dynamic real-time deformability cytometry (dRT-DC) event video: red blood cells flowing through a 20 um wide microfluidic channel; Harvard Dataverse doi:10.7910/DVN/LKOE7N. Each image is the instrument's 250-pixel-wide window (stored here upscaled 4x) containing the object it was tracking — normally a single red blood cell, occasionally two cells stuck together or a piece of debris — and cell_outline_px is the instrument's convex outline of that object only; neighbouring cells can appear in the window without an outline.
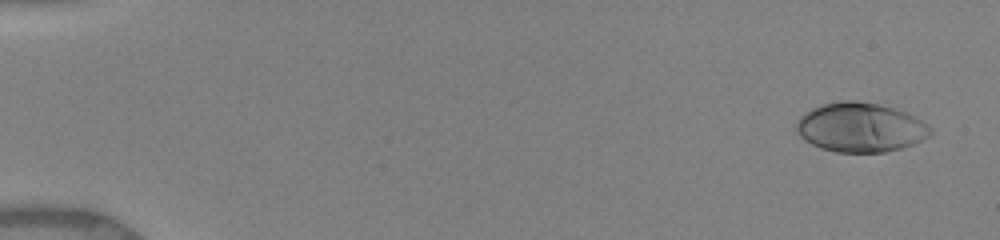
{"species": "human", "species_latin": "Homo sapiens", "temperature_condition": "warm", "stored_images_in_passage": 20, "camera_frame_rate_fps": 3000, "um_per_image_px": 0.085, "donor": {"sex": "female"}, "frame": {"image": 1, "passage_image": 2, "time_ms": 0.667, "image_size_px": [1000, 240], "cell_outline_px": [[932, 136], [924, 140], [900, 148], [884, 152], [836, 152], [820, 148], [804, 140], [800, 136], [796, 128], [796, 120], [804, 112], [812, 108], [824, 104], [840, 100], [856, 100], [880, 104], [896, 108], [908, 112], [928, 124], [932, 128]], "centroid_in_image_um": [73.16, 10.82], "position_along_channel_um": 11.8, "area_um2": 39.02}}
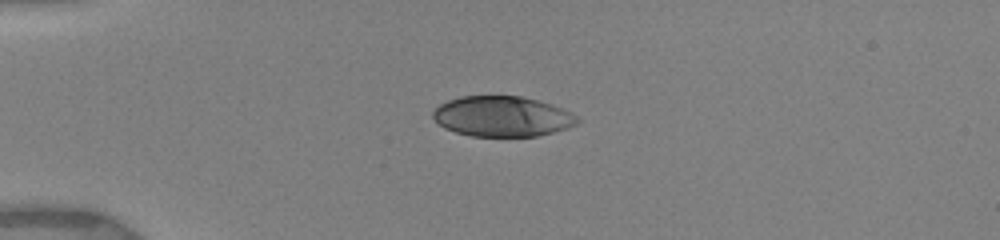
{"frame": {"image": 2, "passage_image": 10, "time_ms": 4.333, "image_size_px": [1000, 240], "cell_outline_px": [[580, 120], [576, 124], [568, 128], [536, 136], [472, 136], [456, 132], [444, 128], [432, 116], [432, 112], [440, 104], [448, 100], [460, 96], [520, 96], [552, 104], [564, 108], [572, 112]], "centroid_in_image_um": [42.71, 9.89], "position_along_channel_um": 42.3, "area_um2": 33.93}}